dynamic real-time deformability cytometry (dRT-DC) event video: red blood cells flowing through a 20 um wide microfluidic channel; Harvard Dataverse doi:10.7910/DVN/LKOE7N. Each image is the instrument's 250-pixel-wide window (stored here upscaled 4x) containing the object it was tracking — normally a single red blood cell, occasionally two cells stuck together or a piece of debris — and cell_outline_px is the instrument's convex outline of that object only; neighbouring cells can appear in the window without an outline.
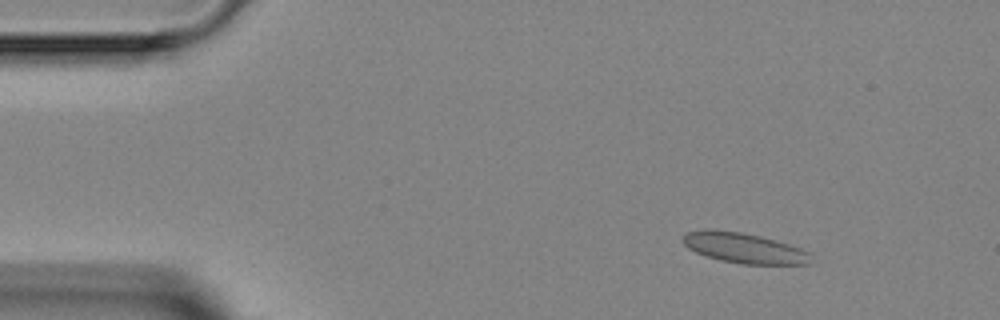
{"species": "Egyptian fruit bat (a non-hibernating species)", "species_latin": "Rousettus aegyptiacus", "temperature_condition": "room temperature", "stored_images_in_passage": 3, "camera_frame_rate_fps": 3000, "um_per_image_px": 0.085, "animal": {"sex": "female"}, "frame": {"image": 1, "passage_image": 1, "time_ms": 0.0, "image_size_px": [1000, 320], "cell_outline_px": [[812, 252], [808, 264], [740, 264], [720, 260], [696, 252], [688, 248], [684, 244], [684, 236], [688, 232], [708, 228], [740, 232], [760, 236], [788, 244]], "centroid_in_image_um": [63.25, 21.08], "position_along_channel_um": 21.7, "area_um2": 22.43}}